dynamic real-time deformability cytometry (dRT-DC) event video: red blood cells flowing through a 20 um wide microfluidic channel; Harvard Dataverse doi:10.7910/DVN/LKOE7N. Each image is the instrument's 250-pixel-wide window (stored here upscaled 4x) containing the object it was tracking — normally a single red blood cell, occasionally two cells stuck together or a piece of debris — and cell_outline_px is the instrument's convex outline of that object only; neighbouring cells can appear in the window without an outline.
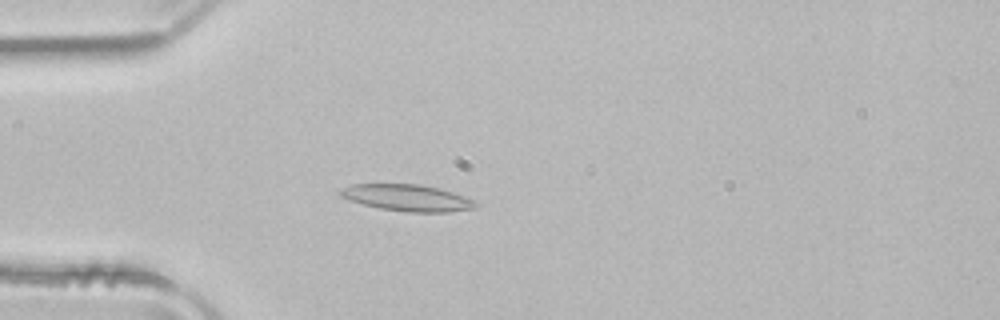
{"species": "common noctule bat (a hibernating species)", "species_latin": "Nyctalus noctula", "temperature_condition": "room temperature", "stored_images_in_passage": 48, "camera_frame_rate_fps": 3000, "um_per_image_px": 0.085, "animal": {"sex": "male", "body_mass_g": 21.5, "forearm_length_mm": 52.0}, "frame": {"image": 1, "passage_image": 11, "time_ms": 3.333, "image_size_px": [1000, 320], "cell_outline_px": [[480, 204], [476, 208], [448, 212], [408, 212], [380, 208], [348, 200], [340, 196], [340, 188], [352, 184], [420, 184], [452, 192], [476, 200]], "centroid_in_image_um": [34.64, 16.81], "position_along_channel_um": 50.4, "area_um2": 20.98}}
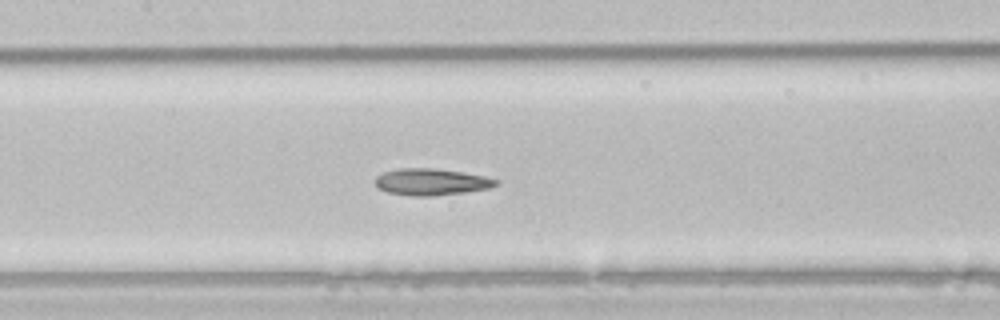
{"frame": {"image": 2, "passage_image": 21, "time_ms": 6.667, "image_size_px": [1000, 320], "cell_outline_px": [[500, 184], [488, 188], [468, 192], [432, 196], [412, 196], [388, 192], [376, 188], [376, 176], [384, 172], [400, 168], [432, 168], [460, 172], [484, 176], [500, 180]], "centroid_in_image_um": [36.67, 15.47], "position_along_channel_um": 170.7, "area_um2": 18.79}}
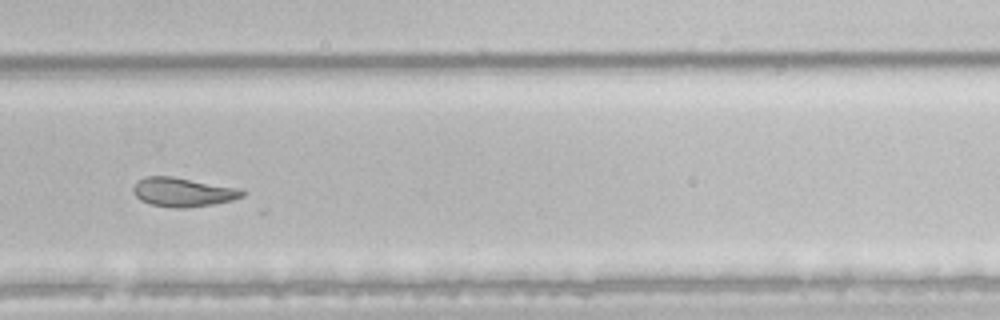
{"frame": {"image": 3, "passage_image": 32, "time_ms": 10.333, "image_size_px": [1000, 320], "cell_outline_px": [[248, 192], [244, 196], [232, 200], [212, 204], [184, 208], [176, 208], [148, 204], [140, 200], [132, 192], [132, 188], [144, 176], [172, 176], [240, 188]], "centroid_in_image_um": [15.56, 16.33], "position_along_channel_um": 314.2, "area_um2": 18.55}, "authors_computed_cell_mechanics": {"area_um2": 21.5594, "velocity_mm_per_s": 3.96, "shape_relaxation_time_tau1_ms": 3.5508, "shape_relaxation_time_tau2_ms": null, "deformation_change_tau1": 0.1225, "deformation_change_tau2": null}}